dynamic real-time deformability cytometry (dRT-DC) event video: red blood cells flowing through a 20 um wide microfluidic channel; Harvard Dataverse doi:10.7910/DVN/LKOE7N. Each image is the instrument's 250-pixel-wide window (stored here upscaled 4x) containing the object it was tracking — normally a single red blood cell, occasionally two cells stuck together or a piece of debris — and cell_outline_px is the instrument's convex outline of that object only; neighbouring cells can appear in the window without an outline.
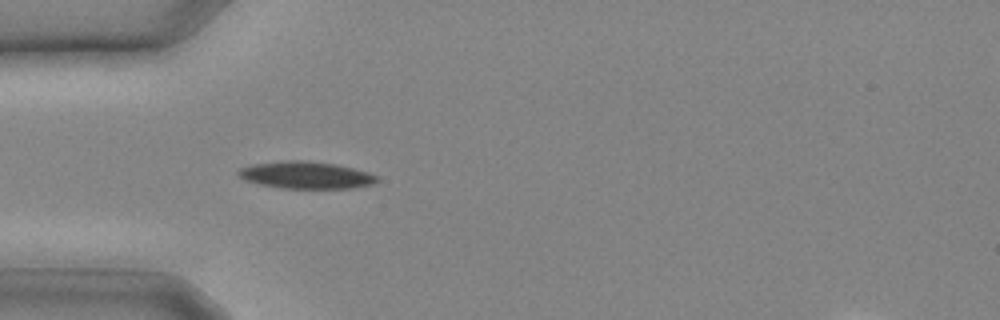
{"species": "common noctule bat (a hibernating species)", "species_latin": "Nyctalus noctula", "temperature_condition": "cold", "stored_images_in_passage": 2, "camera_frame_rate_fps": 3000, "um_per_image_px": 0.085, "animal": {"sex": "male", "body_mass_g": 20.4}, "frame": {"image": 1, "passage_image": 2, "time_ms": 0.333, "image_size_px": [1000, 320], "cell_outline_px": [[380, 180], [372, 184], [352, 188], [280, 188], [260, 184], [244, 180], [236, 172], [240, 168], [252, 164], [288, 160], [300, 160], [336, 164], [368, 172], [376, 176]], "centroid_in_image_um": [25.99, 14.88], "position_along_channel_um": 59.0, "area_um2": 21.79}}